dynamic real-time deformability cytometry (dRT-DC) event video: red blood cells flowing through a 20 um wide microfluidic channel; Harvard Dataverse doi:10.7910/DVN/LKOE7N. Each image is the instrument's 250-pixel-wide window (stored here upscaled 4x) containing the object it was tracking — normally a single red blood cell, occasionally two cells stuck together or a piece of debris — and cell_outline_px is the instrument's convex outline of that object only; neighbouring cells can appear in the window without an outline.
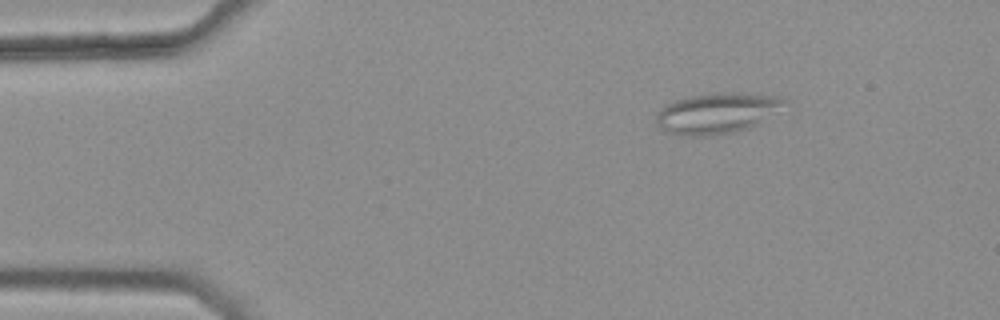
{"species": "common noctule bat (a hibernating species)", "species_latin": "Nyctalus noctula", "temperature_condition": "warm", "stored_images_in_passage": 40, "camera_frame_rate_fps": 3000, "um_per_image_px": 0.085, "animal": {"sex": "female", "body_mass_g": 25.1}, "frame": {"image": 1, "passage_image": 1, "time_ms": 0.0, "image_size_px": [1000, 320], "cell_outline_px": [[788, 100], [756, 124], [748, 128], [736, 132], [712, 136], [680, 136], [664, 132], [660, 128], [656, 120], [656, 116], [660, 108], [676, 100], [688, 96], [712, 92], [740, 92], [780, 96]], "centroid_in_image_um": [60.86, 9.62], "position_along_channel_um": 24.1, "area_um2": 30.46}}
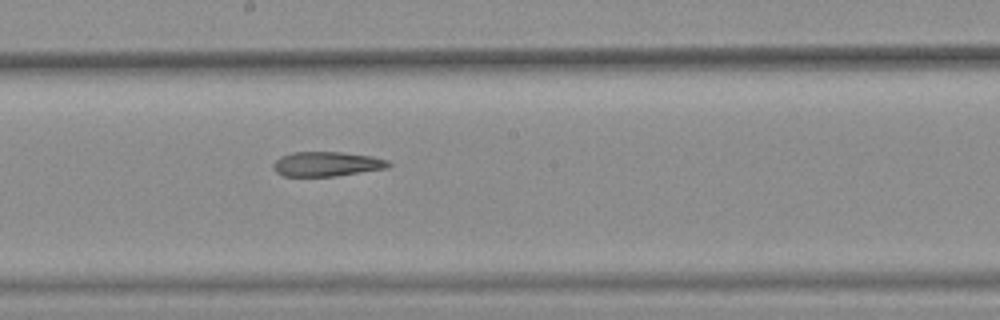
{"frame": {"image": 2, "passage_image": 22, "time_ms": 7.0, "image_size_px": [1000, 320], "cell_outline_px": [[392, 164], [388, 168], [336, 176], [284, 176], [276, 172], [272, 168], [272, 164], [280, 156], [292, 152], [340, 152], [372, 156], [388, 160]], "centroid_in_image_um": [27.77, 13.94], "position_along_channel_um": 220.4, "area_um2": 16.65}}
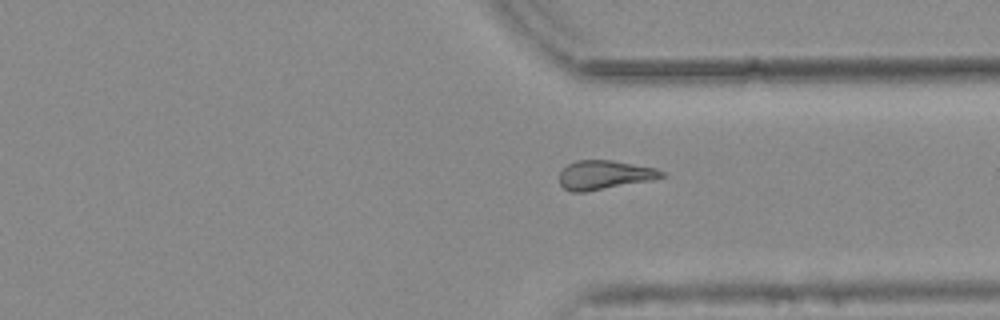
{"frame": {"image": 3, "passage_image": 33, "time_ms": 10.667, "image_size_px": [1000, 320], "cell_outline_px": [[668, 176], [652, 180], [584, 192], [572, 192], [564, 188], [560, 184], [560, 172], [568, 164], [576, 160], [612, 160], [656, 168], [664, 172]], "centroid_in_image_um": [51.4, 14.86], "position_along_channel_um": 360.0, "area_um2": 17.28}, "authors_computed_cell_mechanics": {"area_um2": 17.6579, "velocity_mm_per_s": 3.7944, "shape_relaxation_time_tau1_ms": null, "shape_relaxation_time_tau2_ms": 8.9074, "deformation_change_tau1": null, "deformation_change_tau2": 0.2378}}